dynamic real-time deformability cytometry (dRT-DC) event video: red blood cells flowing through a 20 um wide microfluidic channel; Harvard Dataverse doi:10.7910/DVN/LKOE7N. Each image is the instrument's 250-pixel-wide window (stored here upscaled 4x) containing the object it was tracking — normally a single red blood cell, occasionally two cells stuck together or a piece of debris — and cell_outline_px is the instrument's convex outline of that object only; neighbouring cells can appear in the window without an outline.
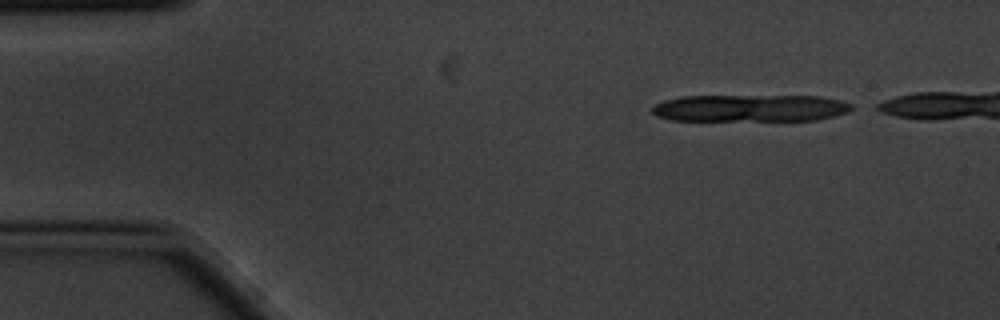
{"species": "common noctule bat (a hibernating species)", "species_latin": "Nyctalus noctula", "temperature_condition": "cold", "stored_images_in_passage": 7, "camera_frame_rate_fps": 3000, "um_per_image_px": 0.085, "animal": {"sex": "male", "body_mass_g": 20.1, "forearm_length_mm": 53.5}, "frame": {"image": 1, "passage_image": 2, "time_ms": 0.333, "image_size_px": [1000, 320], "cell_outline_px": [[852, 108], [848, 112], [816, 120], [672, 120], [656, 116], [652, 112], [652, 108], [656, 104], [664, 100], [684, 96], [820, 96], [840, 100], [852, 104]], "centroid_in_image_um": [63.76, 9.18], "position_along_channel_um": 21.2, "area_um2": 31.33}}